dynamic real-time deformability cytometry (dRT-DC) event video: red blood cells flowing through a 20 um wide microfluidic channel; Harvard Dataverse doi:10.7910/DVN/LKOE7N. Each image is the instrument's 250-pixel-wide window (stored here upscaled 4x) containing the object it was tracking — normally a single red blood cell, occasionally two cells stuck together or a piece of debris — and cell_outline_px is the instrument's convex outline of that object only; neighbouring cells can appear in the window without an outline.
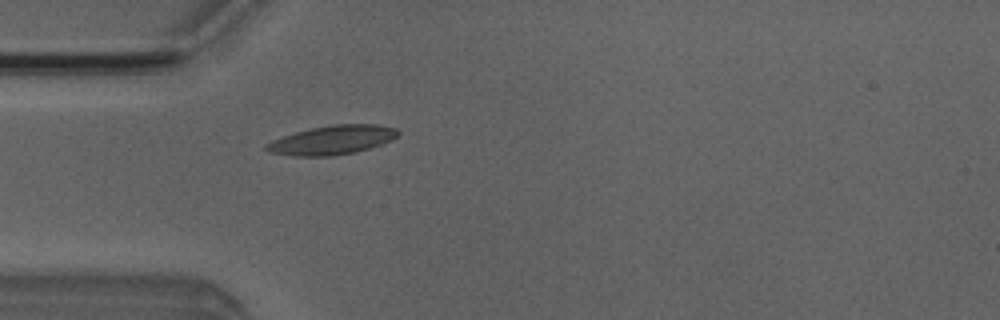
{"species": "Egyptian fruit bat (a non-hibernating species)", "species_latin": "Rousettus aegyptiacus", "temperature_condition": "room temperature", "stored_images_in_passage": 4, "camera_frame_rate_fps": 3000, "um_per_image_px": 0.085, "animal": {"sex": "male"}, "frame": {"image": 1, "passage_image": 4, "time_ms": 4.333, "image_size_px": [1000, 320], "cell_outline_px": [[400, 132], [392, 140], [356, 152], [332, 156], [296, 156], [268, 152], [264, 148], [264, 144], [272, 140], [296, 132], [312, 128], [332, 124], [376, 124], [396, 128]], "centroid_in_image_um": [28.22, 11.9], "position_along_channel_um": 56.8, "area_um2": 22.2}}